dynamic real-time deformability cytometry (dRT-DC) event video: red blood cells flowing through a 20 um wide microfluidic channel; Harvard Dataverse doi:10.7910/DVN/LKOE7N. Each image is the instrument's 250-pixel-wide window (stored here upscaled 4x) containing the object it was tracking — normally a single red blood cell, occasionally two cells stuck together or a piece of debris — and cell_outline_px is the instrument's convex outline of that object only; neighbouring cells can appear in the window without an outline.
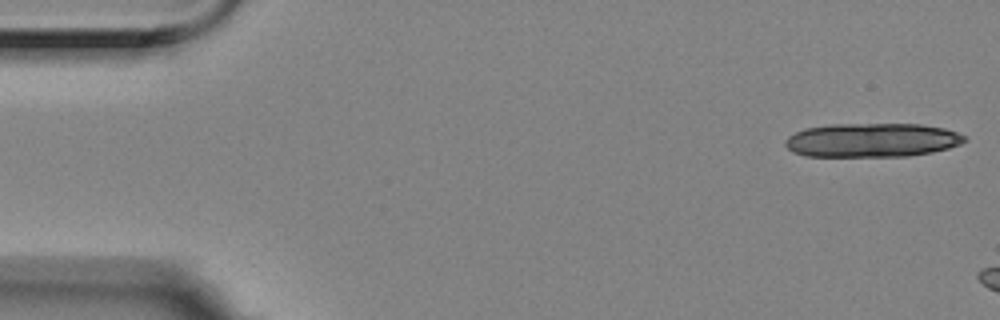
{"species": "Egyptian fruit bat (a non-hibernating species)", "species_latin": "Rousettus aegyptiacus", "temperature_condition": "room temperature", "stored_images_in_passage": 7, "camera_frame_rate_fps": 3000, "um_per_image_px": 0.085, "animal": {"sex": "female"}, "frame": {"image": 1, "passage_image": 1, "time_ms": 0.0, "image_size_px": [1000, 320], "cell_outline_px": [[968, 140], [960, 144], [948, 148], [932, 152], [908, 156], [804, 156], [792, 152], [784, 144], [784, 140], [788, 136], [804, 128], [832, 124], [920, 124], [944, 128], [956, 132], [964, 136]], "centroid_in_image_um": [74.09, 11.91], "position_along_channel_um": 10.9, "area_um2": 35.6}}